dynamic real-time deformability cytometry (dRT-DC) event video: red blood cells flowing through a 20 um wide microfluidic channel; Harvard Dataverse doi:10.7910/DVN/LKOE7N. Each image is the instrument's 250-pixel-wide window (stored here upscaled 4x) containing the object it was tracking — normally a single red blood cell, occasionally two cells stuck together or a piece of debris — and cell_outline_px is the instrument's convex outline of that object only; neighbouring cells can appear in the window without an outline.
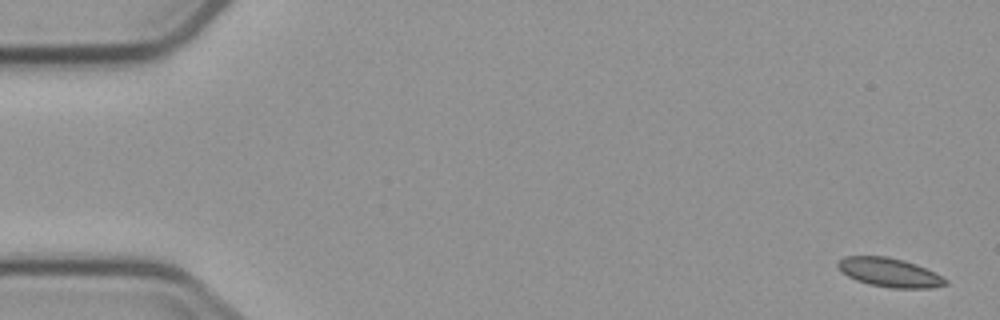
{"species": "common noctule bat (a hibernating species)", "species_latin": "Nyctalus noctula", "temperature_condition": "cold", "stored_images_in_passage": 4, "segment_of_instrument_passage": [2, 2], "camera_frame_rate_fps": 3000, "um_per_image_px": 0.085, "animal": {"sex": "male", "body_mass_g": 23.1, "forearm_length_mm": 52.7}, "frame": {"image": 1, "passage_image": 4, "time_ms": 3.667, "image_size_px": [1000, 320], "cell_outline_px": [[948, 284], [932, 288], [892, 288], [868, 284], [856, 280], [840, 272], [836, 268], [836, 264], [844, 256], [888, 256], [904, 260], [916, 264], [948, 280]], "centroid_in_image_um": [75.56, 23.16], "position_along_channel_um": 9.4, "area_um2": 18.21}}